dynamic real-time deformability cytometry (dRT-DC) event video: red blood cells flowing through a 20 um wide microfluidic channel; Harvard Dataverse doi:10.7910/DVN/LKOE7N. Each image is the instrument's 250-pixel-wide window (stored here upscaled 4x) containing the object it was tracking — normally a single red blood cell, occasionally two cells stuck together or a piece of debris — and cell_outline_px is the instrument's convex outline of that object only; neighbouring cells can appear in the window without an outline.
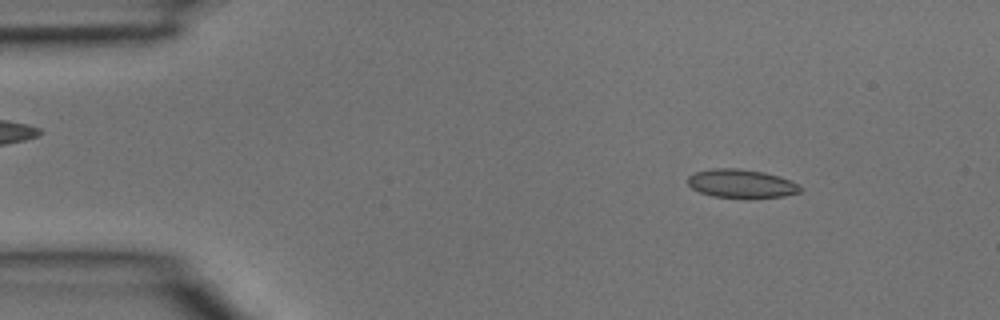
{"species": "common noctule bat (a hibernating species)", "species_latin": "Nyctalus noctula", "temperature_condition": "room temperature", "stored_images_in_passage": 3, "camera_frame_rate_fps": 3000, "um_per_image_px": 0.085, "animal": {"sex": "male", "body_mass_g": 15.6}, "frame": {"image": 1, "passage_image": 1, "time_ms": 0.0, "image_size_px": [1000, 320], "cell_outline_px": [[804, 188], [800, 192], [784, 196], [712, 196], [700, 192], [692, 188], [688, 184], [688, 176], [696, 172], [712, 168], [736, 168], [764, 172], [780, 176]], "centroid_in_image_um": [62.99, 15.57], "position_along_channel_um": 22.0, "area_um2": 18.15}}
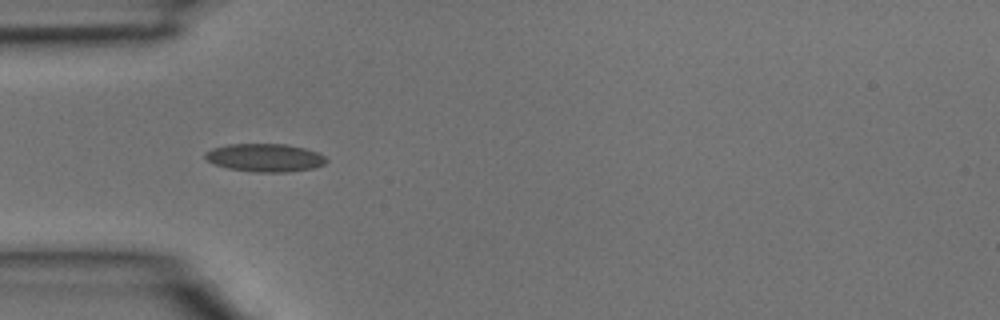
{"frame": {"image": 2, "passage_image": 3, "time_ms": 0.667, "image_size_px": [1000, 320], "cell_outline_px": [[328, 160], [324, 164], [312, 168], [288, 172], [252, 172], [228, 168], [216, 164], [208, 160], [204, 156], [204, 152], [212, 148], [228, 144], [284, 144], [304, 148], [320, 152]], "centroid_in_image_um": [22.53, 13.4], "position_along_channel_um": 62.5, "area_um2": 19.83}}